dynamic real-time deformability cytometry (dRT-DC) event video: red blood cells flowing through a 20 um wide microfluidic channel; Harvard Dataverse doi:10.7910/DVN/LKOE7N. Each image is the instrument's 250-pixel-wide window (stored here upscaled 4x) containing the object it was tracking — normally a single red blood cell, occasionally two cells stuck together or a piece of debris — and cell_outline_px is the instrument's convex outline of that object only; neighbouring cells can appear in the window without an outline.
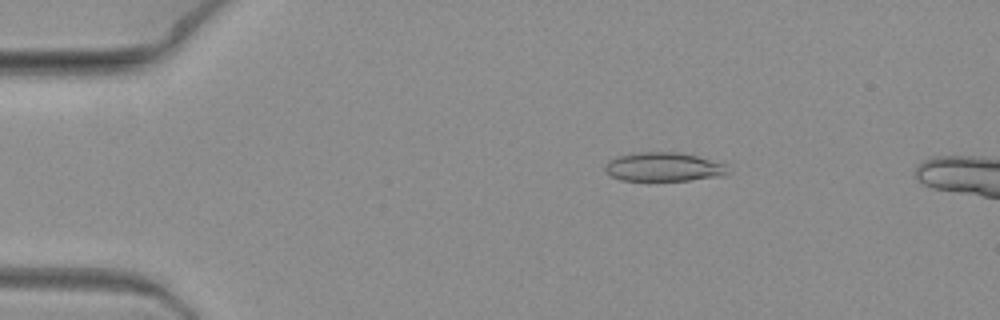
{"species": "common noctule bat (a hibernating species)", "species_latin": "Nyctalus noctula", "temperature_condition": "warm", "stored_images_in_passage": 5, "camera_frame_rate_fps": 3000, "um_per_image_px": 0.085, "animal": {"sex": "female", "body_mass_g": 19.3, "forearm_length_mm": 54.1}, "frame": {"image": 1, "passage_image": 2, "time_ms": 0.333, "image_size_px": [1000, 320], "cell_outline_px": [[728, 172], [720, 176], [688, 180], [620, 180], [612, 176], [604, 168], [604, 164], [620, 156], [636, 152], [676, 152], [696, 156], [724, 164]], "centroid_in_image_um": [56.37, 14.19], "position_along_channel_um": 28.6, "area_um2": 20.17}}